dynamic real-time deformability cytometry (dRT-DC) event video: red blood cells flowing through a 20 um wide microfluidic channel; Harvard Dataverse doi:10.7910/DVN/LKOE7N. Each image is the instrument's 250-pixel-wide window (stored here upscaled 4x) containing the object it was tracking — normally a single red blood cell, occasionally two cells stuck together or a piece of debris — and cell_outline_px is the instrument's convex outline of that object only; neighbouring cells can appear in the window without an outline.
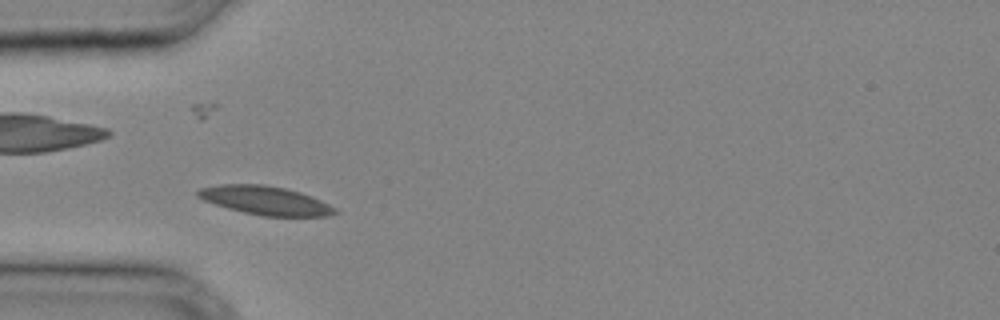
{"species": "common noctule bat (a hibernating species)", "species_latin": "Nyctalus noctula", "temperature_condition": "cold", "stored_images_in_passage": 28, "camera_frame_rate_fps": 3000, "um_per_image_px": 0.085, "animal": {"sex": "male", "body_mass_g": 20.4}, "frame": {"image": 1, "passage_image": 5, "time_ms": 1.333, "image_size_px": [1000, 320], "cell_outline_px": [[340, 212], [328, 216], [264, 216], [244, 212], [228, 208], [204, 200], [196, 196], [196, 192], [200, 188], [220, 184], [264, 184], [284, 188], [300, 192], [312, 196], [336, 208]], "centroid_in_image_um": [22.57, 17.03], "position_along_channel_um": 62.4, "area_um2": 22.83}}
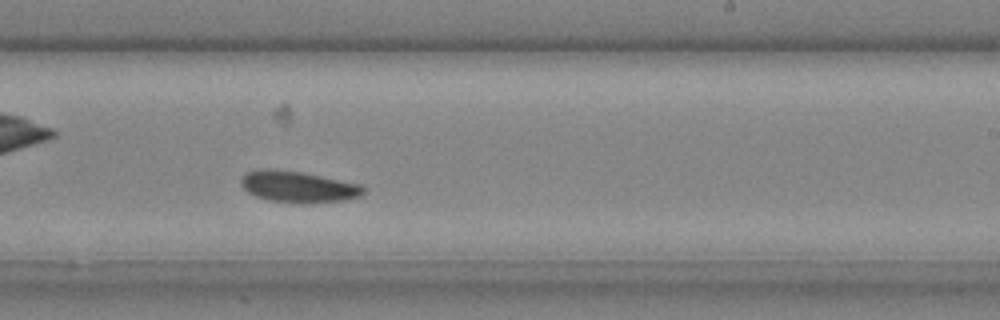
{"frame": {"image": 2, "passage_image": 16, "time_ms": 5.0, "image_size_px": [1000, 320], "cell_outline_px": [[364, 192], [360, 196], [344, 200], [308, 204], [296, 204], [272, 200], [256, 196], [248, 192], [240, 184], [240, 180], [244, 172], [260, 168], [272, 168], [300, 172], [360, 184], [364, 188]], "centroid_in_image_um": [25.3, 15.87], "position_along_channel_um": 263.7, "area_um2": 22.48}}